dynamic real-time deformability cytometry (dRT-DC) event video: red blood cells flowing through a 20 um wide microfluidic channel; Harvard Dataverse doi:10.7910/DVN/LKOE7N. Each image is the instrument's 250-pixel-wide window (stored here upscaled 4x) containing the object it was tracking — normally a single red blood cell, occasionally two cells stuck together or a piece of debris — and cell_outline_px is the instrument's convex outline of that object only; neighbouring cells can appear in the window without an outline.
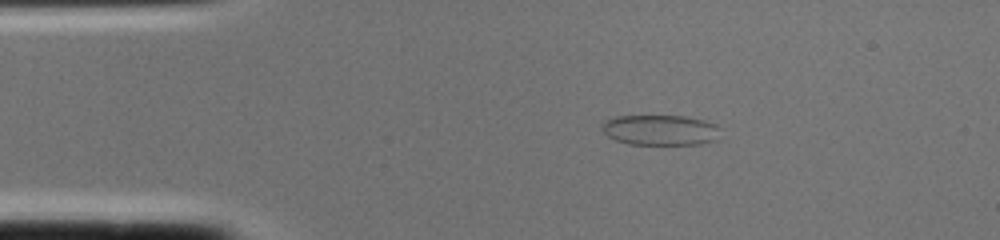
{"species": "common noctule bat (a hibernating species)", "species_latin": "Nyctalus noctula", "temperature_condition": "cold", "stored_images_in_passage": 1, "camera_frame_rate_fps": 3000, "um_per_image_px": 0.085, "animal": {"sex": "female", "body_mass_g": 22.0, "forearm_length_mm": 56.7}, "frame": {"image": 1, "passage_image": 1, "time_ms": 0.0, "image_size_px": [1000, 240], "cell_outline_px": [[720, 128], [716, 140], [700, 144], [628, 144], [616, 140], [608, 136], [600, 128], [600, 124], [604, 120], [616, 116], [684, 116], [704, 120], [716, 124]], "centroid_in_image_um": [56.1, 11.05], "position_along_channel_um": 28.9, "area_um2": 21.1}}